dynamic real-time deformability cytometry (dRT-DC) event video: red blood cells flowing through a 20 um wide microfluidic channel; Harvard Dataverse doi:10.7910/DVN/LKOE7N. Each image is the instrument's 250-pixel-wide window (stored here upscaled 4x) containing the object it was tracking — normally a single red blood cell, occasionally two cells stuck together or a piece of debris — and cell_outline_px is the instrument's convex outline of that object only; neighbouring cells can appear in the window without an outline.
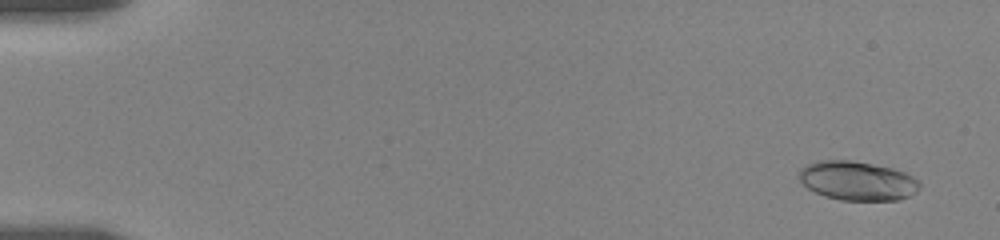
{"species": "human", "species_latin": "Homo sapiens", "temperature_condition": "room temperature", "stored_images_in_passage": 58, "camera_frame_rate_fps": 3000, "um_per_image_px": 0.085, "donor": {"sex": "female"}, "frame": {"image": 1, "passage_image": 4, "time_ms": 1.0, "image_size_px": [1000, 240], "cell_outline_px": [[920, 188], [916, 192], [908, 196], [896, 200], [840, 200], [824, 196], [808, 188], [800, 180], [800, 168], [816, 160], [852, 160], [892, 168], [904, 172], [920, 180]], "centroid_in_image_um": [72.89, 15.36], "position_along_channel_um": 12.1, "area_um2": 27.46}}
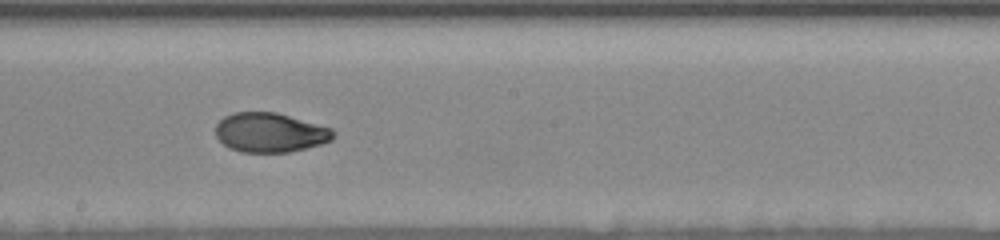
{"frame": {"image": 2, "passage_image": 34, "time_ms": 11.0, "image_size_px": [1000, 240], "cell_outline_px": [[336, 136], [332, 140], [320, 144], [288, 152], [240, 152], [228, 148], [216, 136], [216, 124], [224, 116], [232, 112], [276, 112], [332, 128], [336, 132]], "centroid_in_image_um": [22.95, 11.26], "position_along_channel_um": 225.2, "area_um2": 27.11}}
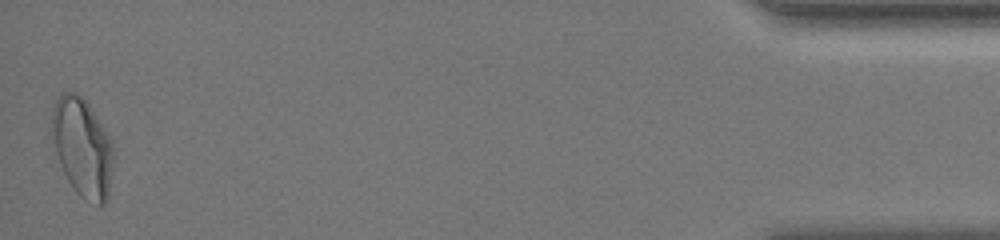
{"frame": {"image": 3, "passage_image": 58, "time_ms": 19.0, "image_size_px": [1000, 240], "cell_outline_px": [[112, 160], [108, 200], [100, 208], [84, 200], [76, 192], [68, 180], [60, 164], [56, 152], [52, 132], [52, 108], [56, 100], [64, 92], [76, 92], [88, 104], [108, 136], [112, 144]], "centroid_in_image_um": [7.0, 12.59], "position_along_channel_um": 428.2, "area_um2": 34.85}, "authors_computed_cell_mechanics": {"area_um2": 27.6573, "velocity_mm_per_s": 3.54, "shape_relaxation_time_tau1_ms": 4.3857, "shape_relaxation_time_tau2_ms": 1.2673, "deformation_change_tau1": 0.1764, "deformation_change_tau2": 0.0451}}